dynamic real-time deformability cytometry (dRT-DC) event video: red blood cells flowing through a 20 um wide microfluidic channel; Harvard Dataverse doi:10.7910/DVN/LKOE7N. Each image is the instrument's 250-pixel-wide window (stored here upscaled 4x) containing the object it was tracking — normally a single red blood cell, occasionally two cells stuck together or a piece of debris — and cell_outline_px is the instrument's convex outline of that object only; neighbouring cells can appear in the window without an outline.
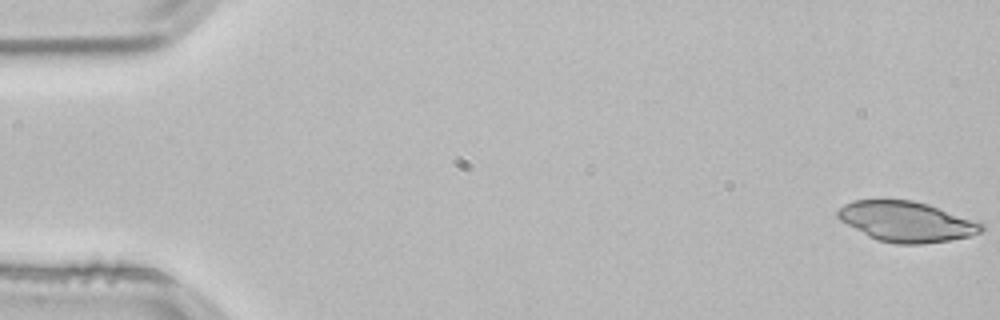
{"species": "common noctule bat (a hibernating species)", "species_latin": "Nyctalus noctula", "temperature_condition": "room temperature", "stored_images_in_passage": 49, "camera_frame_rate_fps": 3000, "um_per_image_px": 0.085, "animal": {"sex": "male", "body_mass_g": 21.5, "forearm_length_mm": 52.0}, "frame": {"image": 1, "passage_image": 1, "time_ms": 0.0, "image_size_px": [1000, 320], "cell_outline_px": [[984, 228], [980, 232], [972, 236], [948, 240], [920, 244], [896, 244], [876, 240], [868, 236], [840, 220], [836, 216], [836, 212], [844, 204], [852, 200], [912, 200], [928, 204], [980, 220], [984, 224]], "centroid_in_image_um": [77.1, 18.83], "position_along_channel_um": 7.9, "area_um2": 34.04}}